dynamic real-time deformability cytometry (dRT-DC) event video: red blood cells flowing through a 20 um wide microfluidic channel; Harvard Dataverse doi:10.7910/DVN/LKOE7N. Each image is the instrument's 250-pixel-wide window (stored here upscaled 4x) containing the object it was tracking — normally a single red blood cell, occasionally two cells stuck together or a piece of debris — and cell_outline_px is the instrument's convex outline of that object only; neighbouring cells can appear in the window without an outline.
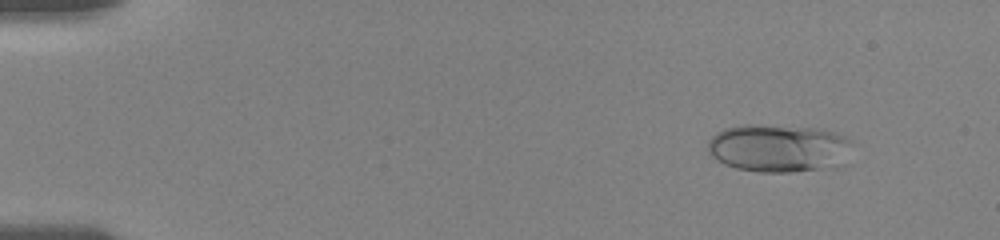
{"species": "human", "species_latin": "Homo sapiens", "temperature_condition": "room temperature", "stored_images_in_passage": 54, "camera_frame_rate_fps": 3000, "um_per_image_px": 0.085, "donor": {"sex": "female"}, "frame": {"image": 1, "passage_image": 6, "time_ms": 1.667, "image_size_px": [1000, 240], "cell_outline_px": [[852, 140], [848, 144], [820, 168], [792, 172], [760, 172], [736, 168], [724, 164], [712, 156], [708, 152], [708, 140], [716, 132], [724, 128], [744, 124], [756, 124], [816, 128], [832, 132], [844, 136]], "centroid_in_image_um": [65.89, 12.54], "position_along_channel_um": 19.1, "area_um2": 38.44}}
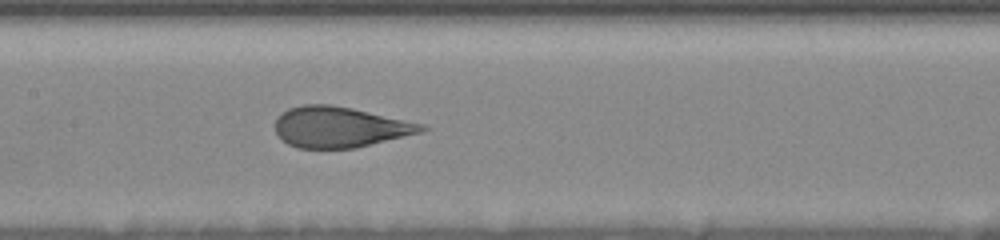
{"frame": {"image": 2, "passage_image": 28, "time_ms": 9.0, "image_size_px": [1000, 240], "cell_outline_px": [[428, 128], [424, 132], [356, 148], [296, 148], [288, 144], [276, 132], [276, 120], [288, 108], [304, 104], [332, 104], [352, 108], [424, 124]], "centroid_in_image_um": [28.92, 10.8], "position_along_channel_um": 178.5, "area_um2": 34.62}}
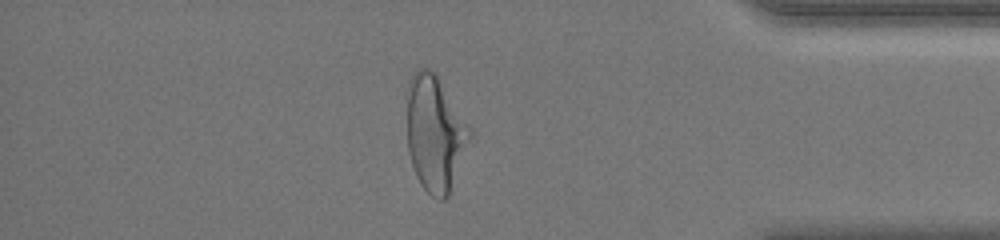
{"frame": {"image": 3, "passage_image": 48, "time_ms": 15.667, "image_size_px": [1000, 240], "cell_outline_px": [[472, 136], [448, 196], [444, 200], [440, 200], [432, 196], [420, 184], [416, 176], [408, 152], [408, 84], [412, 76], [420, 68], [428, 68], [436, 76], [472, 128]], "centroid_in_image_um": [36.99, 11.38], "position_along_channel_um": 398.2, "area_um2": 41.79}, "authors_computed_cell_mechanics": {"area_um2": 37.2232, "velocity_mm_per_s": 3.6557, "shape_relaxation_time_tau1_ms": 4.2534, "shape_relaxation_time_tau2_ms": 0.6724, "deformation_change_tau1": 0.1709, "deformation_change_tau2": 0.0765}}